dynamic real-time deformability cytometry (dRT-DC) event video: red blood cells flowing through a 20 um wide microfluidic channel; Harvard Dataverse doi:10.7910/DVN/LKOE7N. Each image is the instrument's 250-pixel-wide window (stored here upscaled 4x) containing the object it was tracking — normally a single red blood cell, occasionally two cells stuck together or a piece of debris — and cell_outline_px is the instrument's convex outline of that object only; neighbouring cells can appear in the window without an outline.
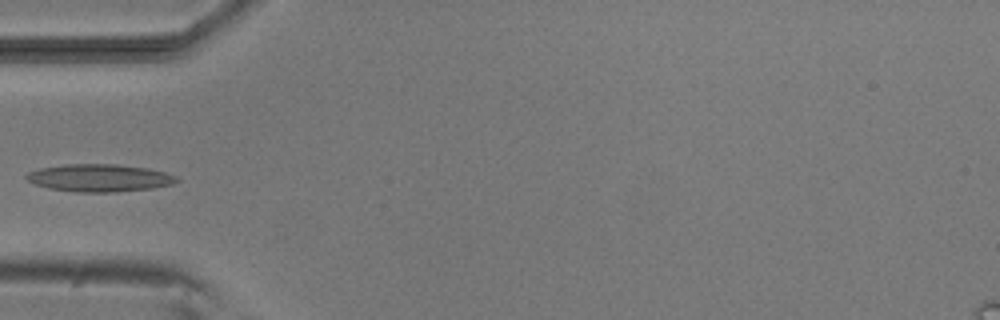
{"species": "common noctule bat (a hibernating species)", "species_latin": "Nyctalus noctula", "temperature_condition": "room temperature", "stored_images_in_passage": 5, "camera_frame_rate_fps": 3000, "um_per_image_px": 0.085, "animal": {"sex": "male", "body_mass_g": 20.5, "forearm_length_mm": 52.5}, "frame": {"image": 1, "passage_image": 5, "time_ms": 4.333, "image_size_px": [1000, 320], "cell_outline_px": [[180, 180], [172, 184], [152, 188], [116, 192], [76, 192], [48, 188], [36, 184], [28, 180], [24, 176], [28, 172], [40, 168], [68, 164], [116, 164], [148, 168], [164, 172], [176, 176]], "centroid_in_image_um": [8.46, 15.12], "position_along_channel_um": 76.5, "area_um2": 24.04}}